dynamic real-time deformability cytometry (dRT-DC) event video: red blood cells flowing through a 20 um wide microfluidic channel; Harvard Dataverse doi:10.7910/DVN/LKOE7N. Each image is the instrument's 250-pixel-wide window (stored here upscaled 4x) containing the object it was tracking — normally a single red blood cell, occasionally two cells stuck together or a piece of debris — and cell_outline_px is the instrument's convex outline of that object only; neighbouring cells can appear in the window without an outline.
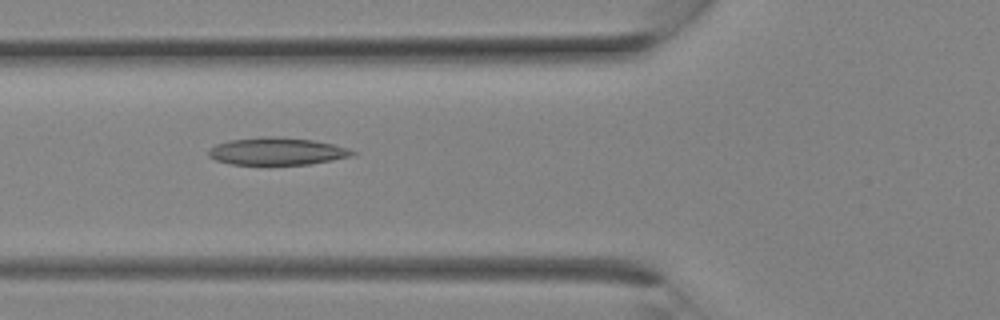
{"species": "Egyptian fruit bat (a non-hibernating species)", "species_latin": "Rousettus aegyptiacus", "temperature_condition": "room temperature", "stored_images_in_passage": 26, "camera_frame_rate_fps": 3000, "um_per_image_px": 0.085, "animal": {"sex": "female"}, "frame": {"image": 1, "passage_image": 9, "time_ms": 2.667, "image_size_px": [1000, 320], "cell_outline_px": [[356, 152], [352, 156], [332, 160], [308, 164], [228, 164], [216, 160], [208, 156], [208, 152], [216, 144], [228, 140], [264, 136], [276, 136], [312, 140], [332, 144], [348, 148]], "centroid_in_image_um": [23.52, 12.85], "position_along_channel_um": 102.3, "area_um2": 22.83}}
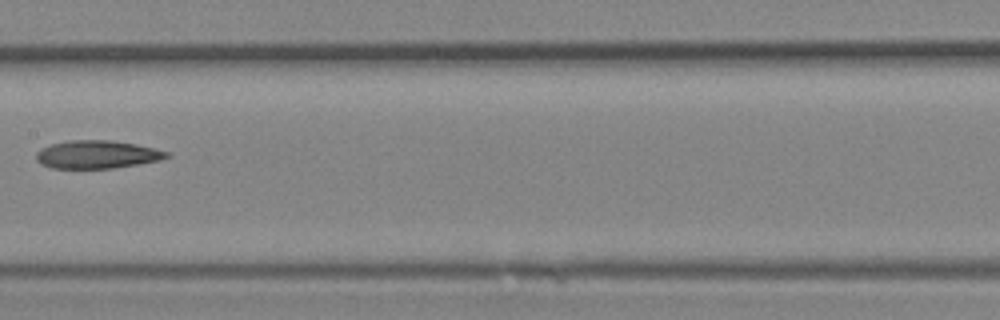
{"frame": {"image": 2, "passage_image": 13, "time_ms": 4.0, "image_size_px": [1000, 320], "cell_outline_px": [[172, 156], [160, 160], [112, 168], [52, 168], [40, 164], [36, 160], [36, 152], [40, 148], [52, 144], [72, 140], [112, 140], [136, 144], [172, 152]], "centroid_in_image_um": [8.27, 13.13], "position_along_channel_um": 199.1, "area_um2": 21.39}}
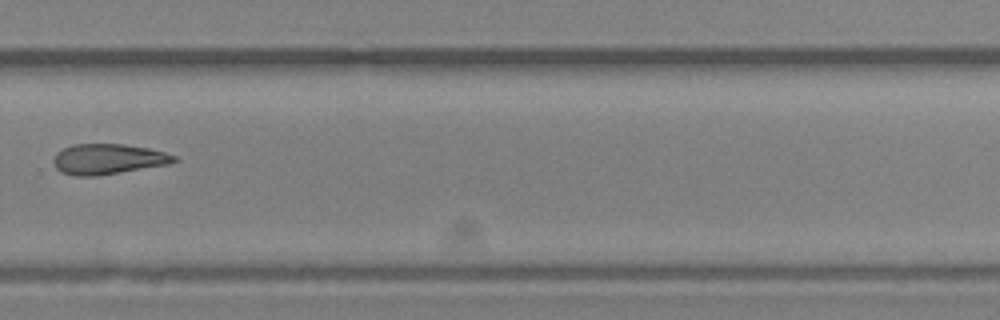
{"frame": {"image": 3, "passage_image": 18, "time_ms": 5.667, "image_size_px": [1000, 320], "cell_outline_px": [[180, 160], [168, 164], [96, 176], [72, 176], [60, 172], [56, 168], [52, 160], [56, 152], [72, 144], [124, 144], [148, 148], [164, 152], [176, 156]], "centroid_in_image_um": [9.15, 13.52], "position_along_channel_um": 320.7, "area_um2": 21.44}}